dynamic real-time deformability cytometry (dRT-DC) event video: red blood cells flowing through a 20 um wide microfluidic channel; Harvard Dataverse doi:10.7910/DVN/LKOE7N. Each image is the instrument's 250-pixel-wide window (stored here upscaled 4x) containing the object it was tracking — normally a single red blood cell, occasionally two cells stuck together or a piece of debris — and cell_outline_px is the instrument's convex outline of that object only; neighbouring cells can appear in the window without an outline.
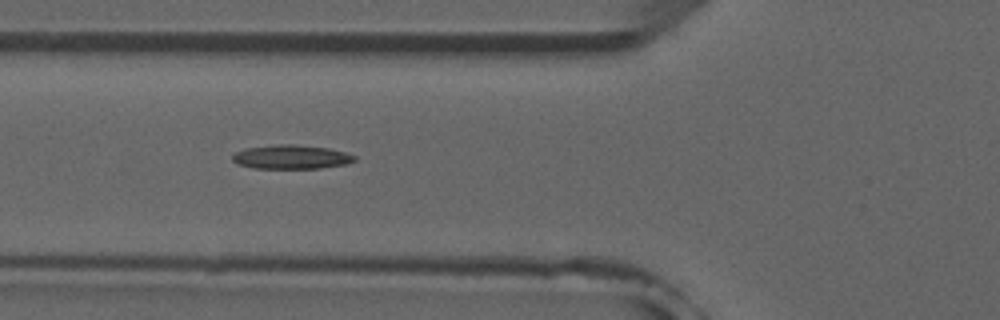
{"species": "common noctule bat (a hibernating species)", "species_latin": "Nyctalus noctula", "temperature_condition": "room temperature", "stored_images_in_passage": 7, "camera_frame_rate_fps": 3000, "um_per_image_px": 0.085, "animal": {"sex": "male", "forearm_length_mm": 52.5}, "frame": {"image": 1, "passage_image": 5, "time_ms": 4.667, "image_size_px": [1000, 320], "cell_outline_px": [[356, 160], [348, 164], [320, 168], [252, 168], [240, 164], [232, 160], [232, 156], [236, 152], [244, 148], [280, 144], [292, 144], [328, 148], [344, 152], [356, 156]], "centroid_in_image_um": [24.77, 13.34], "position_along_channel_um": 101.0, "area_um2": 16.99}}
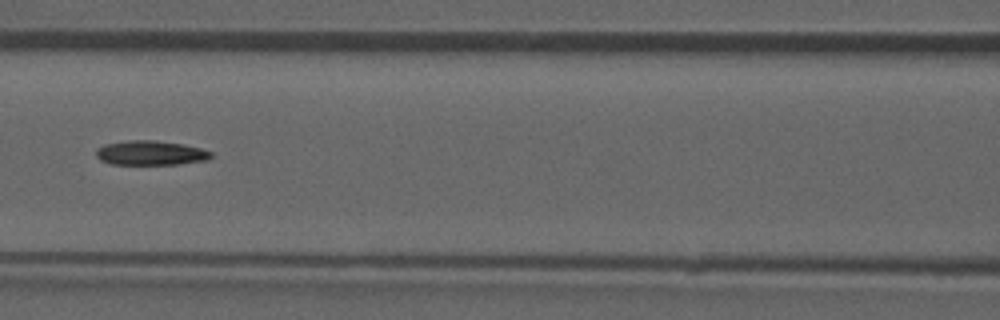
{"frame": {"image": 2, "passage_image": 6, "time_ms": 6.0, "image_size_px": [1000, 320], "cell_outline_px": [[212, 156], [208, 160], [180, 164], [112, 164], [100, 160], [96, 156], [96, 148], [104, 144], [132, 140], [152, 140], [184, 144], [200, 148], [212, 152]], "centroid_in_image_um": [12.8, 13.0], "position_along_channel_um": 153.8, "area_um2": 16.42}}